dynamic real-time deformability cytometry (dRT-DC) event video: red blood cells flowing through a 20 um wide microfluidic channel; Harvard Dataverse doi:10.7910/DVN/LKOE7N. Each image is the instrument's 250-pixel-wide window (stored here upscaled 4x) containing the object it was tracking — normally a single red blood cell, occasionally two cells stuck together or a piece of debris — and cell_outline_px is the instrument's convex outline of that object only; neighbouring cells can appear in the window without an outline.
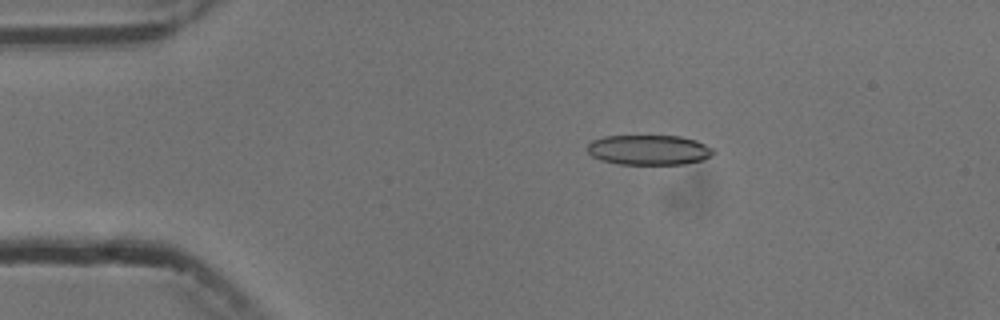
{"species": "common noctule bat (a hibernating species)", "species_latin": "Nyctalus noctula", "temperature_condition": "cold", "stored_images_in_passage": 5, "camera_frame_rate_fps": 3000, "um_per_image_px": 0.085, "animal": {"sex": "male", "body_mass_g": 13.3}, "frame": {"image": 1, "passage_image": 3, "time_ms": 2.333, "image_size_px": [1000, 320], "cell_outline_px": [[716, 152], [712, 156], [704, 160], [684, 164], [616, 164], [600, 160], [592, 156], [588, 152], [588, 144], [592, 140], [604, 136], [680, 136], [696, 140], [712, 148]], "centroid_in_image_um": [55.17, 12.75], "position_along_channel_um": 29.8, "area_um2": 22.2}}